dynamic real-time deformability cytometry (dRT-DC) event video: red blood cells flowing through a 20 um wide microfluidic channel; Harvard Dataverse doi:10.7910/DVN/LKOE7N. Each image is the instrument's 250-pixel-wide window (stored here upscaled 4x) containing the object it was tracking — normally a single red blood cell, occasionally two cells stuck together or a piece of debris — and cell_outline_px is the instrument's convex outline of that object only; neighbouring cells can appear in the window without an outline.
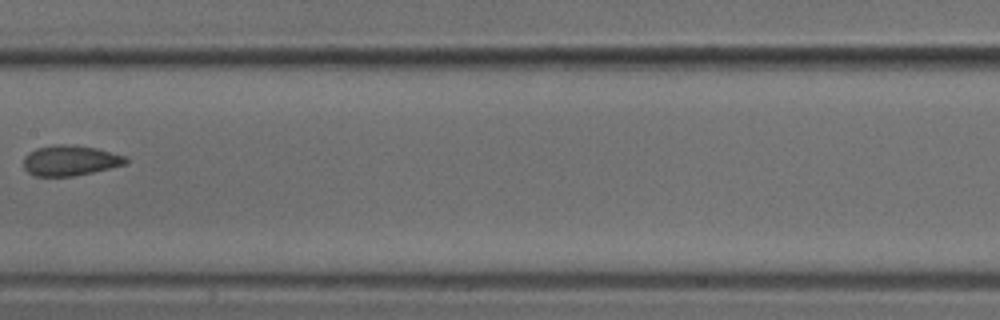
{"species": "common noctule bat (a hibernating species)", "species_latin": "Nyctalus noctula", "temperature_condition": "cold", "stored_images_in_passage": 5, "camera_frame_rate_fps": 3000, "um_per_image_px": 0.085, "animal": {"sex": "male", "body_mass_g": 18.8}, "frame": {"image": 1, "passage_image": 5, "time_ms": 1.333, "image_size_px": [1000, 320], "cell_outline_px": [[128, 164], [92, 172], [72, 176], [36, 176], [28, 172], [24, 168], [24, 156], [28, 152], [36, 148], [56, 144], [64, 144], [96, 148], [128, 156]], "centroid_in_image_um": [5.98, 13.64], "position_along_channel_um": 201.4, "area_um2": 18.15}}